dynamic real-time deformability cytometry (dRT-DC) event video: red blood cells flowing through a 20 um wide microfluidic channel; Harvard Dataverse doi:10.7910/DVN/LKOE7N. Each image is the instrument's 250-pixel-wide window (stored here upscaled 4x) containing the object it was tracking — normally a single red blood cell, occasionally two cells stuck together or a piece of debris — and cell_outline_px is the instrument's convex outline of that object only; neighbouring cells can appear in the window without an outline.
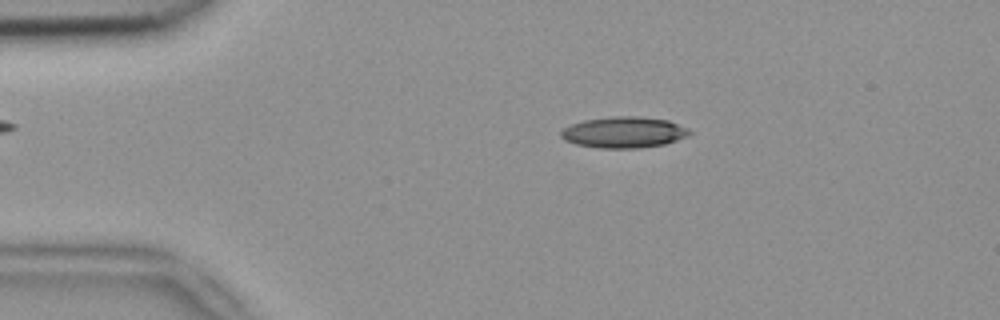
{"species": "common noctule bat (a hibernating species)", "species_latin": "Nyctalus noctula", "temperature_condition": "room temperature", "stored_images_in_passage": 4, "camera_frame_rate_fps": 3000, "um_per_image_px": 0.085, "animal": {"sex": "female", "body_mass_g": 18.4}, "frame": {"image": 1, "passage_image": 2, "time_ms": 0.333, "image_size_px": [1000, 320], "cell_outline_px": [[692, 132], [688, 136], [664, 144], [640, 148], [600, 148], [576, 144], [564, 140], [560, 136], [560, 132], [564, 128], [572, 124], [584, 120], [612, 116], [640, 116], [668, 120], [688, 128]], "centroid_in_image_um": [53.03, 11.24], "position_along_channel_um": 32.0, "area_um2": 23.35}}
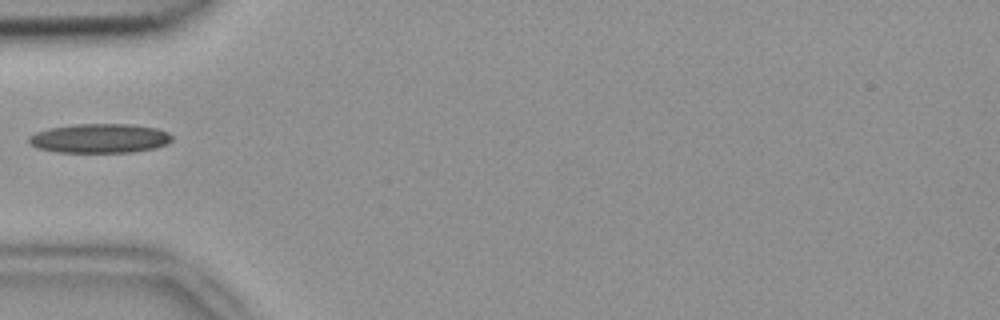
{"frame": {"image": 2, "passage_image": 4, "time_ms": 1.0, "image_size_px": [1000, 320], "cell_outline_px": [[172, 140], [168, 144], [156, 148], [132, 152], [56, 152], [36, 148], [28, 144], [28, 136], [36, 132], [48, 128], [76, 124], [132, 124], [156, 128], [168, 132], [172, 136]], "centroid_in_image_um": [8.46, 11.76], "position_along_channel_um": 76.5, "area_um2": 24.68}}